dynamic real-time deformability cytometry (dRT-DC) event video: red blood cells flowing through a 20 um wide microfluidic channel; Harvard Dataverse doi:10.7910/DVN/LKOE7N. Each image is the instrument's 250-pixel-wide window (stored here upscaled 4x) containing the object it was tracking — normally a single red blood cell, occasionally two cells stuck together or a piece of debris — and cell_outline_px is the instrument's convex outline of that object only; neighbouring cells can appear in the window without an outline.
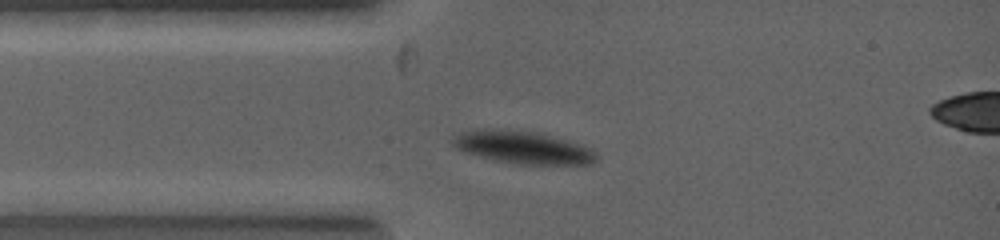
{"species": "common noctule bat (a hibernating species)", "species_latin": "Nyctalus noctula", "temperature_condition": "warm", "stored_images_in_passage": 9, "camera_frame_rate_fps": 5000, "um_per_image_px": 0.085, "animal": {"sex": "female", "body_mass_g": 19.0, "forearm_length_mm": 53.3}, "frame": {"image": 1, "passage_image": 9, "time_ms": 1.4, "image_size_px": [1000, 240], "cell_outline_px": [[600, 160], [592, 164], [520, 164], [492, 160], [456, 148], [452, 144], [452, 136], [460, 132], [476, 128], [508, 128], [544, 132], [592, 148], [596, 152]], "centroid_in_image_um": [44.47, 12.49], "position_along_channel_um": 40.5, "area_um2": 28.15}}